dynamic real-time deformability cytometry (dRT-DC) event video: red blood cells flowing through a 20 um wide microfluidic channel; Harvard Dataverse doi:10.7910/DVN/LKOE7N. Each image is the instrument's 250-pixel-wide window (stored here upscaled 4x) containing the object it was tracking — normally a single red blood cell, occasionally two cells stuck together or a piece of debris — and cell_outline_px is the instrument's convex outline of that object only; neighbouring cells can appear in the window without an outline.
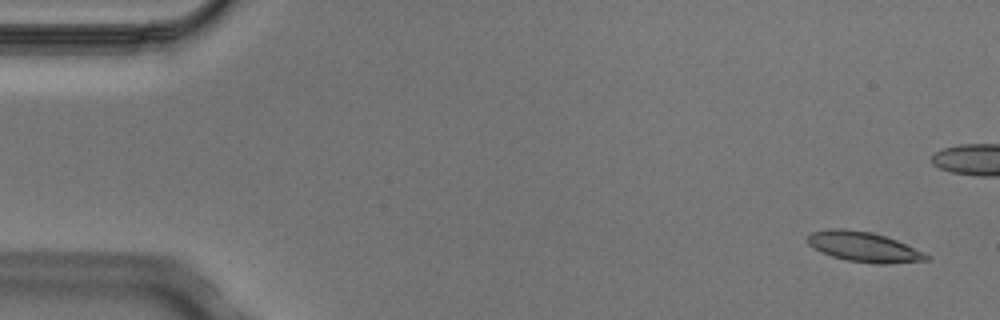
{"species": "Egyptian fruit bat (a non-hibernating species)", "species_latin": "Rousettus aegyptiacus", "temperature_condition": "cold", "stored_images_in_passage": 6, "camera_frame_rate_fps": 3000, "um_per_image_px": 0.085, "animal": {"sex": "male"}, "frame": {"image": 1, "passage_image": 1, "time_ms": 0.0, "image_size_px": [1000, 320], "cell_outline_px": [[932, 256], [928, 260], [888, 264], [876, 264], [848, 260], [832, 256], [820, 252], [812, 248], [808, 244], [808, 236], [812, 232], [828, 228], [844, 228], [872, 232], [896, 240], [924, 252]], "centroid_in_image_um": [73.41, 20.98], "position_along_channel_um": 11.6, "area_um2": 20.87}}
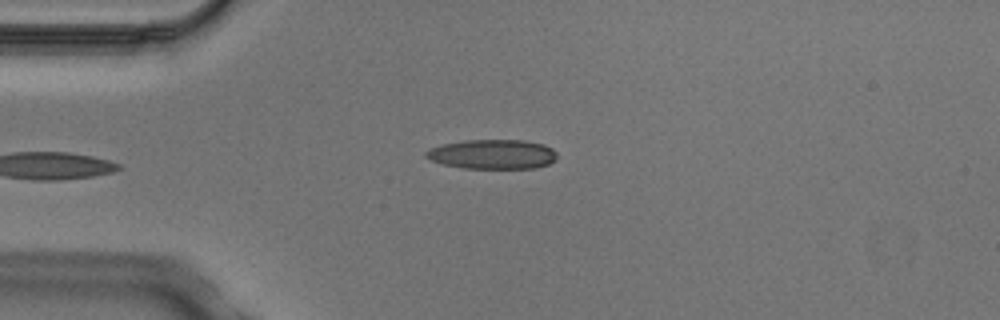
{"frame": {"image": 2, "passage_image": 4, "time_ms": 1.0, "image_size_px": [1000, 320], "cell_outline_px": [[556, 160], [548, 164], [536, 168], [464, 168], [444, 164], [432, 160], [424, 156], [424, 152], [428, 148], [444, 144], [464, 140], [524, 140], [544, 144], [552, 148], [556, 152]], "centroid_in_image_um": [41.87, 13.1], "position_along_channel_um": 43.1, "area_um2": 22.6}}